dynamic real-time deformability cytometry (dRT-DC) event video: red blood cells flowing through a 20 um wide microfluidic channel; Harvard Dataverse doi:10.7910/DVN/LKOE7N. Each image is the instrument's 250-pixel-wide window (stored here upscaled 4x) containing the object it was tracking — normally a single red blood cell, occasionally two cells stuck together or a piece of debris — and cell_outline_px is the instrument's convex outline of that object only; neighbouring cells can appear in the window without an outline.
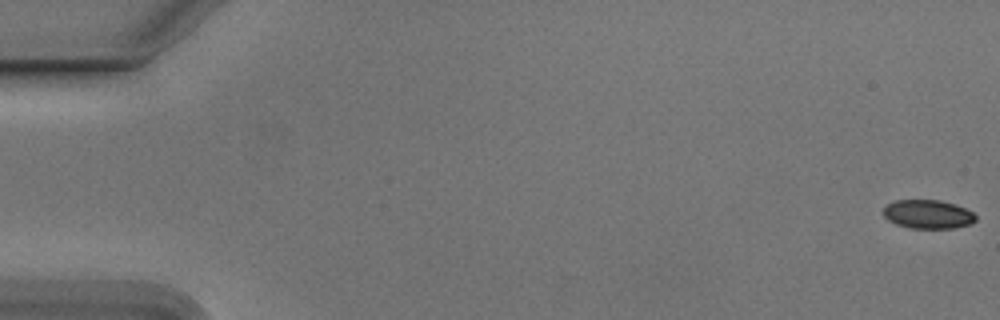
{"species": "Egyptian fruit bat (a non-hibernating species)", "species_latin": "Rousettus aegyptiacus", "temperature_condition": "cold", "stored_images_in_passage": 53, "camera_frame_rate_fps": 3000, "um_per_image_px": 0.085, "animal": {"sex": "male"}, "frame": {"image": 1, "passage_image": 1, "time_ms": 0.0, "image_size_px": [1000, 320], "cell_outline_px": [[976, 220], [968, 224], [956, 228], [908, 228], [896, 224], [888, 220], [884, 216], [884, 208], [888, 204], [896, 200], [940, 200], [956, 204], [972, 212], [976, 216]], "centroid_in_image_um": [78.87, 18.21], "position_along_channel_um": 6.1, "area_um2": 15.43}}
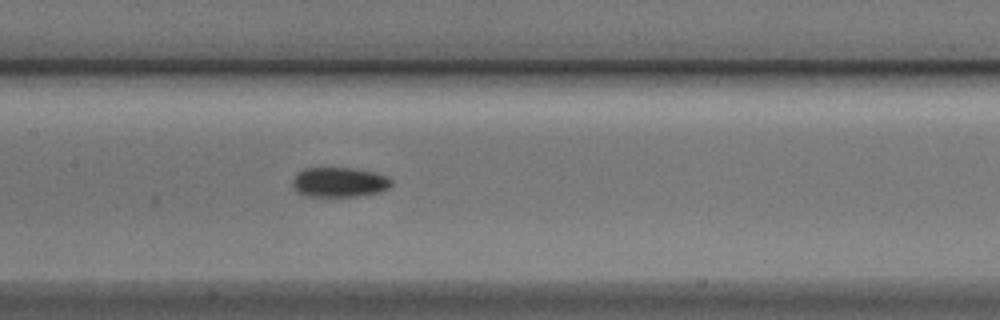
{"frame": {"image": 2, "passage_image": 27, "time_ms": 8.667, "image_size_px": [1000, 320], "cell_outline_px": [[392, 184], [388, 188], [380, 192], [356, 196], [304, 196], [296, 192], [292, 188], [292, 180], [296, 172], [304, 168], [352, 168], [372, 172], [388, 176], [392, 180]], "centroid_in_image_um": [28.79, 15.49], "position_along_channel_um": 178.6, "area_um2": 17.34}}
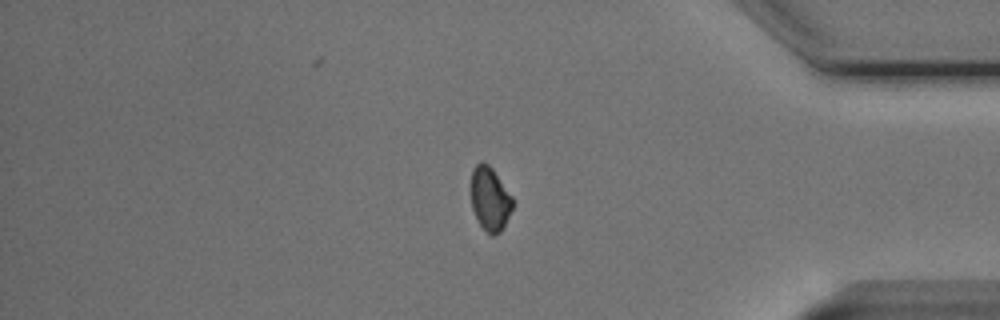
{"frame": {"image": 3, "passage_image": 46, "time_ms": 15.0, "image_size_px": [1000, 320], "cell_outline_px": [[512, 208], [500, 232], [492, 236], [480, 224], [472, 208], [472, 168], [480, 160], [488, 164], [492, 168], [512, 196]], "centroid_in_image_um": [41.64, 16.87], "position_along_channel_um": 393.6, "area_um2": 15.09}}